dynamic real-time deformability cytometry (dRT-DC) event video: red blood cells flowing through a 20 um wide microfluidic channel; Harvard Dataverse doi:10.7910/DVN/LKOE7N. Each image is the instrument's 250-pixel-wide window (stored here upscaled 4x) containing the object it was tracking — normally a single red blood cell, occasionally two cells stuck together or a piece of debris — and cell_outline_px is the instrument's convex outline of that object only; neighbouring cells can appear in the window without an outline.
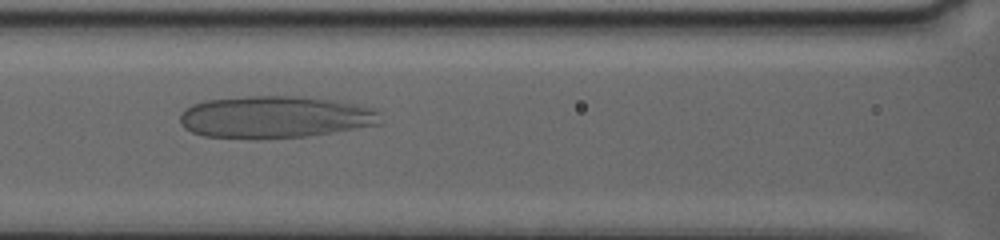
{"species": "human", "species_latin": "Homo sapiens", "temperature_condition": "warm", "stored_images_in_passage": 56, "camera_frame_rate_fps": 3000, "um_per_image_px": 0.085, "donor": {"sex": "female"}, "frame": {"image": 1, "passage_image": 30, "time_ms": 12.667, "image_size_px": [1000, 240], "cell_outline_px": [[380, 124], [304, 136], [256, 140], [204, 136], [192, 132], [184, 128], [180, 120], [180, 116], [192, 104], [204, 100], [244, 96], [296, 96], [332, 100], [356, 104], [376, 108], [380, 112]], "centroid_in_image_um": [23.35, 9.95], "position_along_channel_um": 143.2, "area_um2": 49.36}}
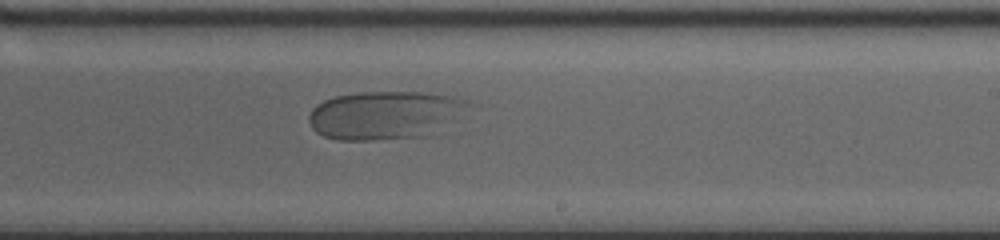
{"frame": {"image": 2, "passage_image": 39, "time_ms": 16.333, "image_size_px": [1000, 240], "cell_outline_px": [[472, 104], [432, 136], [372, 140], [340, 140], [324, 136], [316, 132], [312, 128], [308, 120], [308, 116], [312, 108], [316, 104], [324, 100], [336, 96], [356, 92], [424, 92], [448, 96], [468, 100]], "centroid_in_image_um": [32.68, 9.79], "position_along_channel_um": 256.3, "area_um2": 45.03}}
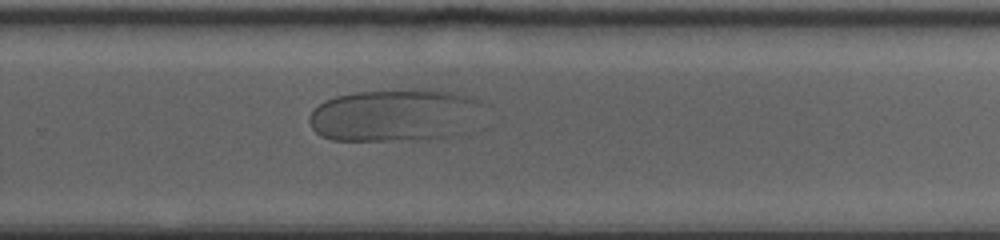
{"frame": {"image": 3, "passage_image": 42, "time_ms": 17.667, "image_size_px": [1000, 240], "cell_outline_px": [[488, 104], [452, 136], [428, 140], [332, 140], [320, 136], [312, 128], [308, 120], [308, 116], [324, 100], [336, 96], [356, 92], [416, 88], [428, 88], [472, 96]], "centroid_in_image_um": [33.52, 9.77], "position_along_channel_um": 296.3, "area_um2": 53.41}}